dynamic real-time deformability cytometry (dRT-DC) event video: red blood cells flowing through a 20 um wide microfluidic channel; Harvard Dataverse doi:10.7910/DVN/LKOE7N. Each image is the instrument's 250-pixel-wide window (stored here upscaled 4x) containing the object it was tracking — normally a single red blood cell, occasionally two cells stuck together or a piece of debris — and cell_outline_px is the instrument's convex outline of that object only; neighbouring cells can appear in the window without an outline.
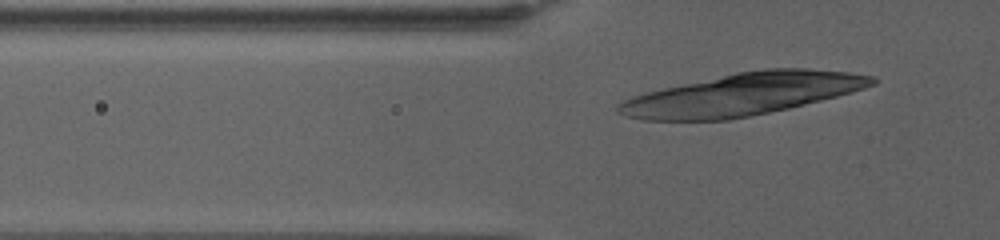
{"species": "human", "species_latin": "Homo sapiens", "temperature_condition": "warm", "stored_images_in_passage": 56, "camera_frame_rate_fps": 3000, "um_per_image_px": 0.085, "donor": {"sex": "female"}, "frame": {"image": 1, "passage_image": 14, "time_ms": 4.333, "image_size_px": [1000, 240], "cell_outline_px": [[876, 84], [864, 88], [836, 96], [788, 108], [748, 116], [724, 120], [648, 120], [628, 116], [620, 112], [620, 104], [636, 96], [648, 92], [740, 72], [772, 68], [804, 68], [844, 72], [872, 76], [876, 80]], "centroid_in_image_um": [63.21, 8.02], "position_along_channel_um": 62.6, "area_um2": 60.23}}